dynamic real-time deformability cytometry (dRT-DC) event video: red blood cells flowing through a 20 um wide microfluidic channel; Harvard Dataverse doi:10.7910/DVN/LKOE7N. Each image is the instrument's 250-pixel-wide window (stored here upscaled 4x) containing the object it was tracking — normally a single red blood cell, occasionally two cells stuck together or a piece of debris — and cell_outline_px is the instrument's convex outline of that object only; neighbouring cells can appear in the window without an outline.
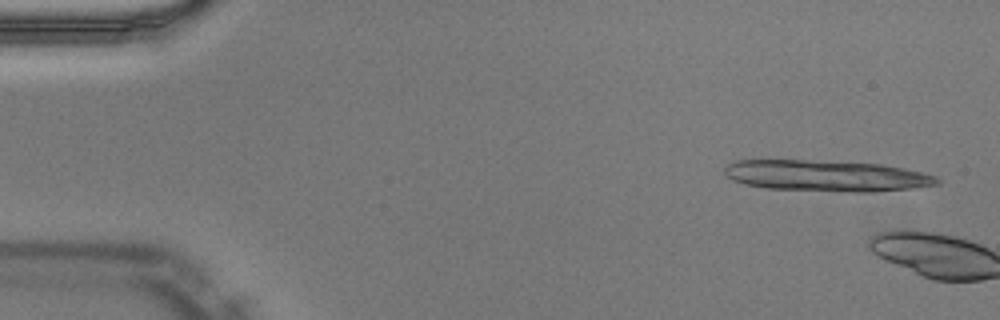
{"species": "Egyptian fruit bat (a non-hibernating species)", "species_latin": "Rousettus aegyptiacus", "temperature_condition": "warm", "stored_images_in_passage": 4, "camera_frame_rate_fps": 3000, "um_per_image_px": 0.085, "animal": {"sex": "male"}, "frame": {"image": 1, "passage_image": 2, "time_ms": 0.333, "image_size_px": [1000, 320], "cell_outline_px": [[940, 184], [912, 188], [872, 192], [852, 192], [768, 188], [744, 184], [732, 180], [724, 172], [724, 168], [728, 164], [736, 160], [808, 160], [880, 164], [904, 168], [924, 172], [936, 176], [940, 180]], "centroid_in_image_um": [70.27, 14.94], "position_along_channel_um": 14.7, "area_um2": 38.55}}